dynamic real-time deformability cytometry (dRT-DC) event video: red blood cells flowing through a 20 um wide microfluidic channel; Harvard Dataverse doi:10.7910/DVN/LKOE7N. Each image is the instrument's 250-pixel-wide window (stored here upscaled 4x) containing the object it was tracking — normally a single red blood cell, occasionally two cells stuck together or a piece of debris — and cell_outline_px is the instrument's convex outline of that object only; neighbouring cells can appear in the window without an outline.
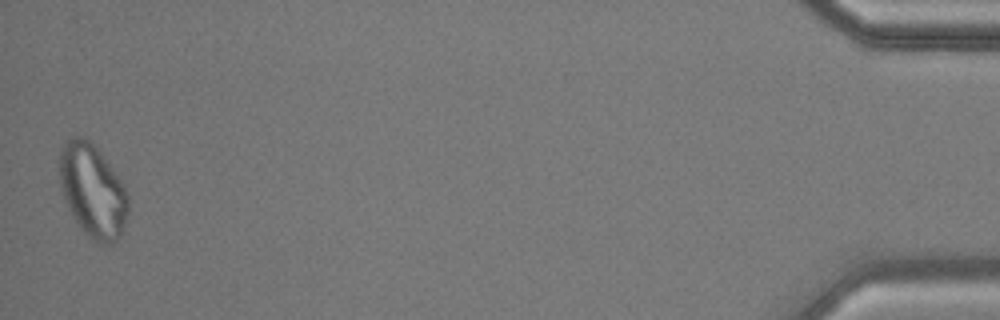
{"species": "common noctule bat (a hibernating species)", "species_latin": "Nyctalus noctula", "temperature_condition": "cold", "stored_images_in_passage": 54, "camera_frame_rate_fps": 3000, "um_per_image_px": 0.085, "animal": {"sex": "male", "body_mass_g": 17.9, "forearm_length_mm": 54.2}, "frame": {"image": 1, "passage_image": 54, "time_ms": 17.667, "image_size_px": [1000, 320], "cell_outline_px": [[128, 216], [120, 236], [112, 244], [100, 244], [88, 236], [80, 228], [60, 188], [60, 152], [64, 144], [68, 140], [76, 136], [84, 136], [100, 152], [116, 172], [124, 184], [128, 196]], "centroid_in_image_um": [7.91, 16.23], "position_along_channel_um": 427.3, "area_um2": 36.99}}